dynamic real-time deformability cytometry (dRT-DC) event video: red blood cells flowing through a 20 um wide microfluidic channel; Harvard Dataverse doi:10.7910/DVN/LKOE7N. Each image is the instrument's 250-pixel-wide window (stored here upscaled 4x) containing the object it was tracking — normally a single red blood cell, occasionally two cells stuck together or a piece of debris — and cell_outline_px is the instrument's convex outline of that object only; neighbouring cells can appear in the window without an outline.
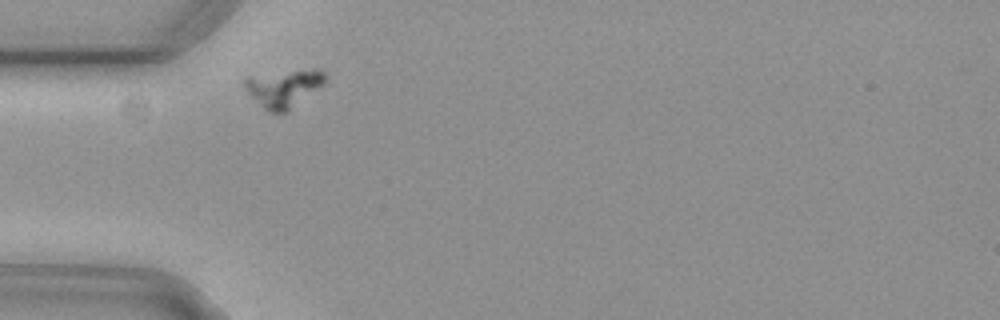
{"species": "common noctule bat (a hibernating species)", "species_latin": "Nyctalus noctula", "temperature_condition": "cold", "stored_images_in_passage": 2, "camera_frame_rate_fps": 3000, "um_per_image_px": 0.085, "animal": {"sex": "female", "body_mass_g": 29.2, "forearm_length_mm": 56.3}, "frame": {"image": 1, "passage_image": 1, "time_ms": 0.0, "image_size_px": [1000, 320], "cell_outline_px": [[328, 80], [324, 84], [288, 112], [268, 112], [248, 92], [244, 84], [244, 76], [312, 68], [316, 68], [324, 72], [328, 76]], "centroid_in_image_um": [24.17, 7.47], "position_along_channel_um": 60.8, "area_um2": 17.8}}